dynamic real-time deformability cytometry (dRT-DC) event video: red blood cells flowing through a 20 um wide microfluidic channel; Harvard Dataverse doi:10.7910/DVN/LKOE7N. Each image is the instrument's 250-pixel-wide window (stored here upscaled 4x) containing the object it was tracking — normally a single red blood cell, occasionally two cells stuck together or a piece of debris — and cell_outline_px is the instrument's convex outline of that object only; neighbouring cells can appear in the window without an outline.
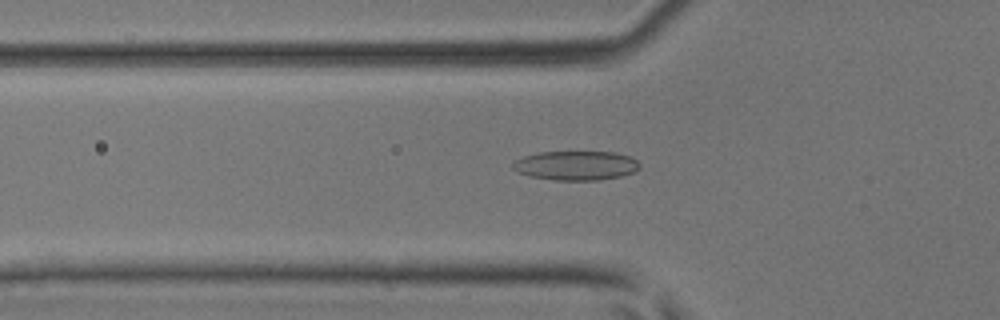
{"species": "common noctule bat (a hibernating species)", "species_latin": "Nyctalus noctula", "temperature_condition": "room temperature", "stored_images_in_passage": 43, "camera_frame_rate_fps": 3000, "um_per_image_px": 0.085, "animal": {"sex": "male", "body_mass_g": 17.9, "forearm_length_mm": 54.2}, "frame": {"image": 1, "passage_image": 13, "time_ms": 4.0, "image_size_px": [1000, 320], "cell_outline_px": [[640, 168], [632, 172], [620, 176], [600, 180], [552, 180], [532, 176], [520, 172], [512, 168], [512, 164], [516, 160], [524, 156], [540, 152], [616, 152], [632, 156], [640, 164]], "centroid_in_image_um": [48.99, 14.06], "position_along_channel_um": 76.8, "area_um2": 21.56}}
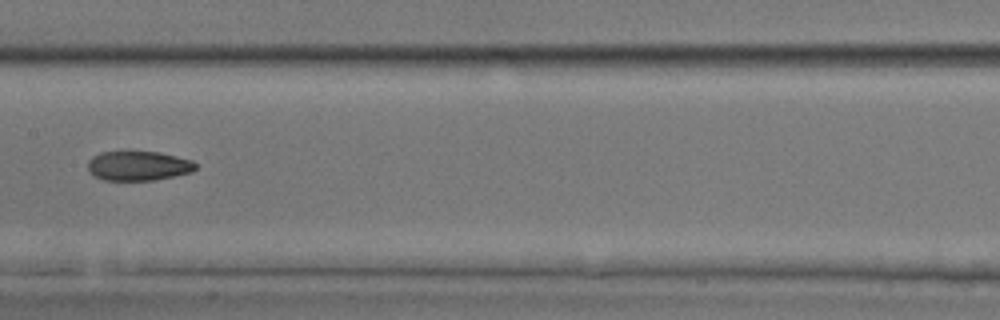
{"frame": {"image": 2, "passage_image": 21, "time_ms": 6.667, "image_size_px": [1000, 320], "cell_outline_px": [[196, 168], [192, 172], [152, 180], [104, 180], [88, 172], [88, 160], [92, 156], [100, 152], [160, 152], [192, 160], [196, 164]], "centroid_in_image_um": [11.74, 14.09], "position_along_channel_um": 195.7, "area_um2": 18.44}}
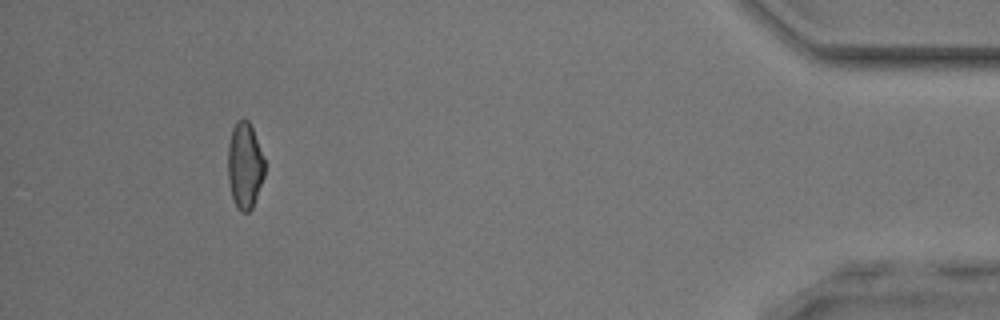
{"frame": {"image": 3, "passage_image": 40, "time_ms": 13.0, "image_size_px": [1000, 320], "cell_outline_px": [[264, 176], [252, 208], [248, 212], [240, 212], [236, 208], [232, 196], [228, 180], [228, 144], [232, 128], [236, 120], [244, 116], [248, 120], [252, 128], [264, 160]], "centroid_in_image_um": [20.78, 14.05], "position_along_channel_um": 414.4, "area_um2": 18.5}}